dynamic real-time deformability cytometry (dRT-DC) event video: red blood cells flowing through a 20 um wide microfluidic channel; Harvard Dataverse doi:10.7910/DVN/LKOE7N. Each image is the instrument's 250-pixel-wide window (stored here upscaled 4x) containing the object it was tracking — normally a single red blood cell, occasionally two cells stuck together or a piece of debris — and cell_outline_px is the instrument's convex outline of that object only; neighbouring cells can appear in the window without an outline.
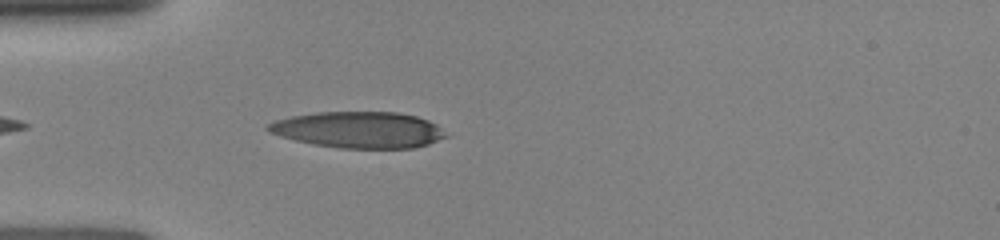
{"species": "human", "species_latin": "Homo sapiens", "temperature_condition": "room temperature", "stored_images_in_passage": 32, "camera_frame_rate_fps": 3000, "um_per_image_px": 0.085, "donor": {"sex": "female"}, "frame": {"image": 1, "passage_image": 3, "time_ms": 0.667, "image_size_px": [1000, 240], "cell_outline_px": [[448, 136], [428, 144], [412, 148], [340, 148], [312, 144], [280, 136], [268, 132], [264, 128], [268, 124], [276, 120], [292, 116], [316, 112], [396, 112], [416, 116], [428, 120], [436, 124]], "centroid_in_image_um": [30.46, 11.03], "position_along_channel_um": 54.5, "area_um2": 37.51}}
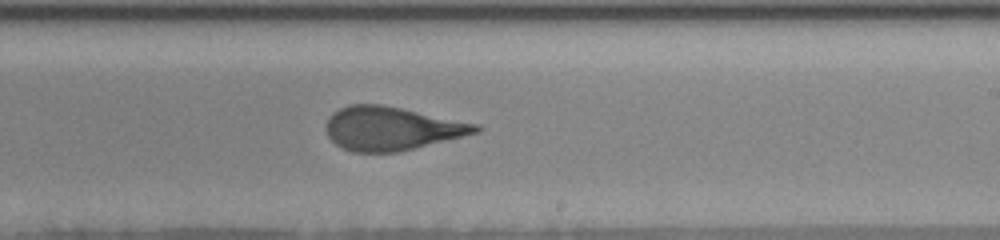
{"frame": {"image": 2, "passage_image": 16, "time_ms": 5.667, "image_size_px": [1000, 240], "cell_outline_px": [[484, 128], [480, 132], [396, 152], [352, 152], [336, 144], [328, 136], [328, 116], [332, 112], [348, 104], [384, 104], [480, 124]], "centroid_in_image_um": [33.32, 10.9], "position_along_channel_um": 255.7, "area_um2": 37.92}}
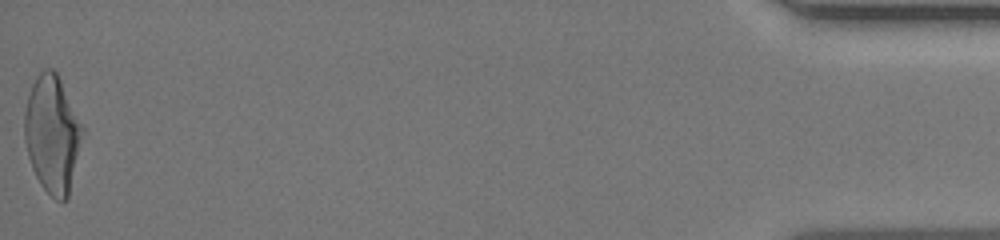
{"frame": {"image": 3, "passage_image": 32, "time_ms": 12.0, "image_size_px": [1000, 240], "cell_outline_px": [[84, 132], [68, 196], [64, 200], [56, 200], [40, 184], [32, 168], [28, 156], [24, 140], [24, 112], [28, 96], [32, 84], [36, 76], [44, 68], [52, 68], [56, 72], [84, 128]], "centroid_in_image_um": [4.43, 11.38], "position_along_channel_um": 430.8, "area_um2": 39.3}}